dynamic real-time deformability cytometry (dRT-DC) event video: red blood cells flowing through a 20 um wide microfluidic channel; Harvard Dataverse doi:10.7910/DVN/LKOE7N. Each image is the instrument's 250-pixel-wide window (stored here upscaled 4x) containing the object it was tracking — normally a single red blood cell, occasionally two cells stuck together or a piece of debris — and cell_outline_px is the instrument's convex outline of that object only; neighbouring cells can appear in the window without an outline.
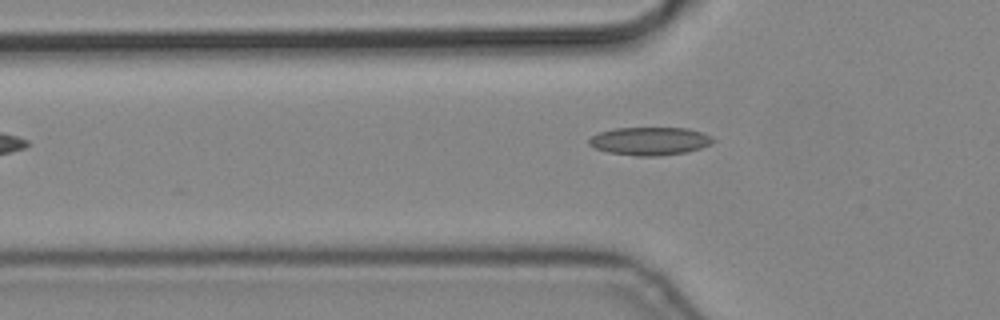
{"species": "common noctule bat (a hibernating species)", "species_latin": "Nyctalus noctula", "temperature_condition": "cold", "stored_images_in_passage": 2, "camera_frame_rate_fps": 3000, "um_per_image_px": 0.085, "animal": {"sex": "male", "body_mass_g": 19.2, "forearm_length_mm": 51.8}, "frame": {"image": 1, "passage_image": 2, "time_ms": 0.333, "image_size_px": [1000, 320], "cell_outline_px": [[716, 140], [712, 144], [688, 152], [656, 156], [636, 156], [608, 152], [592, 148], [588, 144], [588, 140], [592, 136], [600, 132], [616, 128], [688, 128], [712, 136]], "centroid_in_image_um": [55.24, 12.0], "position_along_channel_um": 70.6, "area_um2": 20.4}}